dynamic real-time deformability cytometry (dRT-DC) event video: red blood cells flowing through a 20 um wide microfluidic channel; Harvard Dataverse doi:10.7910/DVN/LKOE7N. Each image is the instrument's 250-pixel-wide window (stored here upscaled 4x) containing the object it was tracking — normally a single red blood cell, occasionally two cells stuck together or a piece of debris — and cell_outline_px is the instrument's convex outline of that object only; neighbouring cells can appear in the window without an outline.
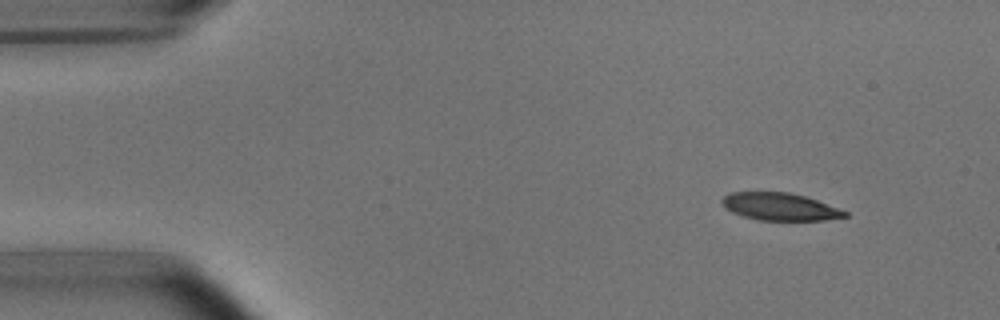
{"species": "common noctule bat (a hibernating species)", "species_latin": "Nyctalus noctula", "temperature_condition": "room temperature", "stored_images_in_passage": 9, "camera_frame_rate_fps": 3000, "um_per_image_px": 0.085, "animal": {"sex": "male", "body_mass_g": 15.6}, "frame": {"image": 1, "passage_image": 1, "time_ms": 0.0, "image_size_px": [1000, 320], "cell_outline_px": [[848, 216], [824, 220], [760, 220], [744, 216], [732, 212], [720, 200], [728, 192], [788, 192], [804, 196], [816, 200], [848, 212]], "centroid_in_image_um": [66.28, 17.56], "position_along_channel_um": 18.7, "area_um2": 19.36}}
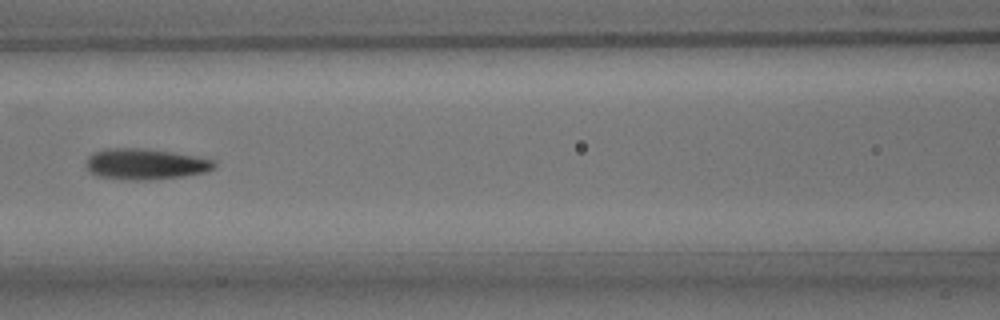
{"frame": {"image": 2, "passage_image": 6, "time_ms": 6.0, "image_size_px": [1000, 320], "cell_outline_px": [[216, 164], [212, 168], [204, 172], [180, 176], [144, 180], [136, 180], [100, 176], [92, 172], [84, 164], [88, 156], [92, 152], [104, 148], [140, 148], [172, 152], [216, 160]], "centroid_in_image_um": [12.31, 13.92], "position_along_channel_um": 154.3, "area_um2": 22.72}}
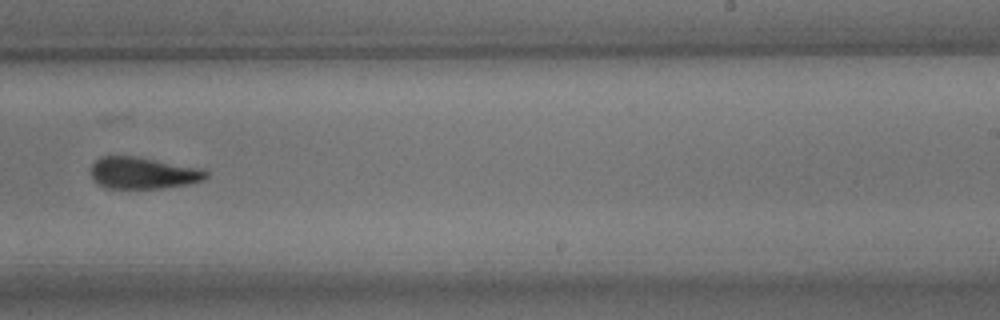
{"frame": {"image": 3, "passage_image": 9, "time_ms": 9.333, "image_size_px": [1000, 320], "cell_outline_px": [[208, 176], [204, 180], [188, 184], [160, 188], [108, 188], [100, 184], [92, 176], [92, 164], [100, 156], [136, 156], [204, 168], [208, 172]], "centroid_in_image_um": [12.22, 14.69], "position_along_channel_um": 276.8, "area_um2": 21.27}}